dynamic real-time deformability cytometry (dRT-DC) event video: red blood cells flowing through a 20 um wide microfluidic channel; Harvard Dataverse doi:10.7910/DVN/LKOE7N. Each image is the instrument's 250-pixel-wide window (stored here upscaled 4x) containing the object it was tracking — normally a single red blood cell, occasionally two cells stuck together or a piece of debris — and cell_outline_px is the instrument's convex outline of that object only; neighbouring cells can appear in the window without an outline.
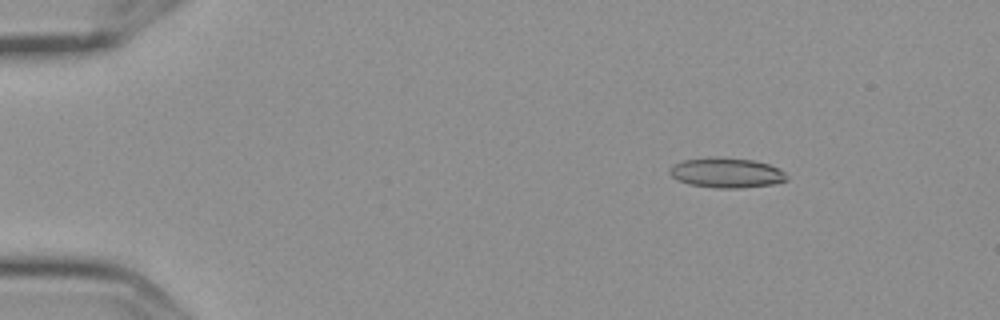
{"species": "Egyptian fruit bat (a non-hibernating species)", "species_latin": "Rousettus aegyptiacus", "temperature_condition": "cold", "stored_images_in_passage": 5, "camera_frame_rate_fps": 3000, "um_per_image_px": 0.085, "frame": {"image": 1, "passage_image": 2, "time_ms": 0.333, "image_size_px": [1000, 320], "cell_outline_px": [[788, 180], [772, 184], [740, 188], [716, 188], [688, 184], [672, 176], [668, 172], [668, 168], [684, 160], [716, 156], [752, 160], [768, 164], [784, 172], [788, 176]], "centroid_in_image_um": [61.74, 14.68], "position_along_channel_um": 23.3, "area_um2": 20.35}}
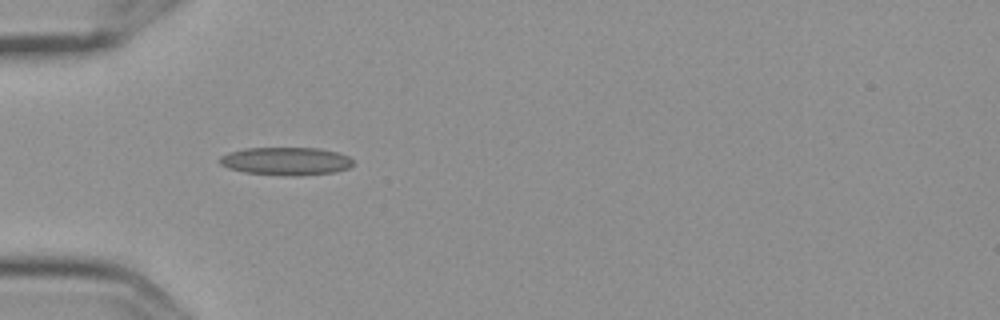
{"frame": {"image": 2, "passage_image": 4, "time_ms": 1.0, "image_size_px": [1000, 320], "cell_outline_px": [[352, 164], [348, 168], [336, 172], [296, 176], [284, 176], [244, 172], [228, 168], [220, 164], [216, 160], [220, 156], [228, 152], [244, 148], [320, 148], [336, 152], [348, 156], [352, 160]], "centroid_in_image_um": [24.26, 13.7], "position_along_channel_um": 60.7, "area_um2": 21.96}}
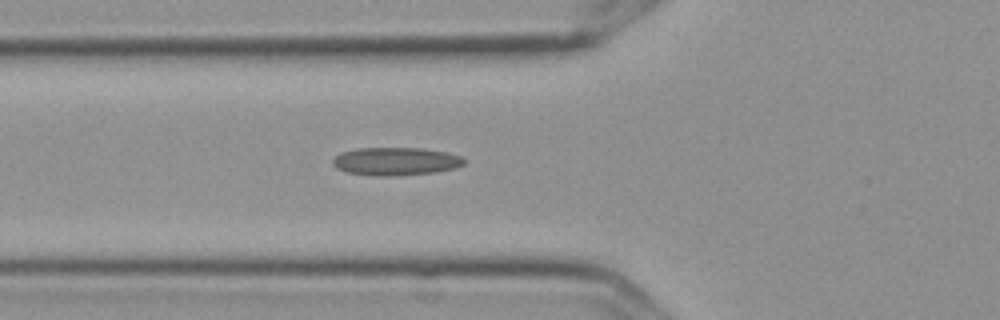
{"frame": {"image": 3, "passage_image": 5, "time_ms": 1.333, "image_size_px": [1000, 320], "cell_outline_px": [[464, 164], [456, 168], [436, 172], [392, 176], [384, 176], [348, 172], [336, 168], [332, 164], [332, 160], [340, 152], [356, 148], [424, 148], [448, 152], [460, 156], [464, 160]], "centroid_in_image_um": [33.64, 13.7], "position_along_channel_um": 92.2, "area_um2": 21.44}}